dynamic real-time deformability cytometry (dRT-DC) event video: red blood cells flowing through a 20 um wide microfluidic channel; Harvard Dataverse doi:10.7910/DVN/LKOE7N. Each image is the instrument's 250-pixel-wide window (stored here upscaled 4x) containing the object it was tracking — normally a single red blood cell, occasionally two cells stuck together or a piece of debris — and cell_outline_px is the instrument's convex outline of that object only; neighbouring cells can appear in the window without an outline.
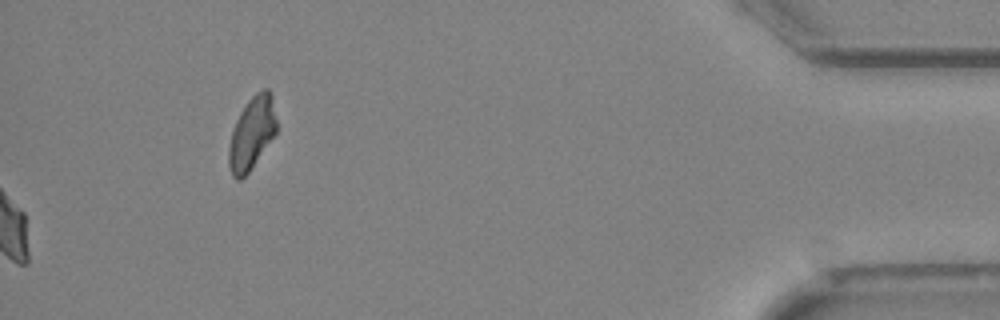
{"species": "Egyptian fruit bat (a non-hibernating species)", "species_latin": "Rousettus aegyptiacus", "temperature_condition": "cold", "stored_images_in_passage": 52, "camera_frame_rate_fps": 3000, "um_per_image_px": 0.085, "animal": {"sex": "female"}, "frame": {"image": 1, "passage_image": 52, "time_ms": 17.0, "image_size_px": [1000, 320], "cell_outline_px": [[276, 132], [248, 172], [240, 180], [236, 180], [232, 176], [228, 164], [228, 148], [232, 132], [236, 120], [240, 112], [248, 100], [256, 92], [264, 88], [268, 88], [272, 96], [276, 120]], "centroid_in_image_um": [21.38, 11.31], "position_along_channel_um": 413.8, "area_um2": 19.94}, "authors_computed_cell_mechanics": {"area_um2": 24.9696, "velocity_mm_per_s": 3.9224, "shape_relaxation_time_tau1_ms": null, "shape_relaxation_time_tau2_ms": 3.9096, "deformation_change_tau1": null, "deformation_change_tau2": 0.1128}}